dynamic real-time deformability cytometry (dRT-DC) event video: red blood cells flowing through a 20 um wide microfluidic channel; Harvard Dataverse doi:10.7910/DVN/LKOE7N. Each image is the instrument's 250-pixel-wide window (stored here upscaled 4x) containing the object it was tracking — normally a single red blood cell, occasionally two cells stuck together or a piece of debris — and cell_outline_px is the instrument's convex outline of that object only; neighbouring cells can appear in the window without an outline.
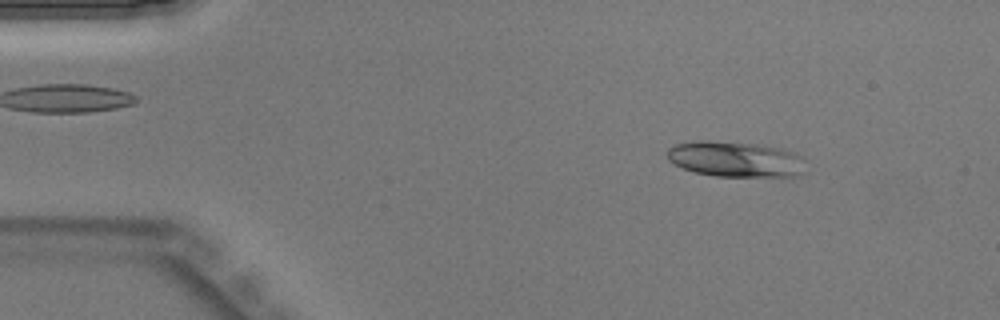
{"species": "Egyptian fruit bat (a non-hibernating species)", "species_latin": "Rousettus aegyptiacus", "temperature_condition": "warm", "stored_images_in_passage": 42, "camera_frame_rate_fps": 3000, "um_per_image_px": 0.085, "animal": {"sex": "male"}, "frame": {"image": 1, "passage_image": 4, "time_ms": 1.0, "image_size_px": [1000, 320], "cell_outline_px": [[804, 156], [800, 172], [792, 176], [716, 176], [696, 172], [684, 168], [668, 160], [668, 148], [672, 144], [696, 140], [708, 140], [756, 144], [780, 148]], "centroid_in_image_um": [62.45, 13.51], "position_along_channel_um": 22.6, "area_um2": 28.38}}
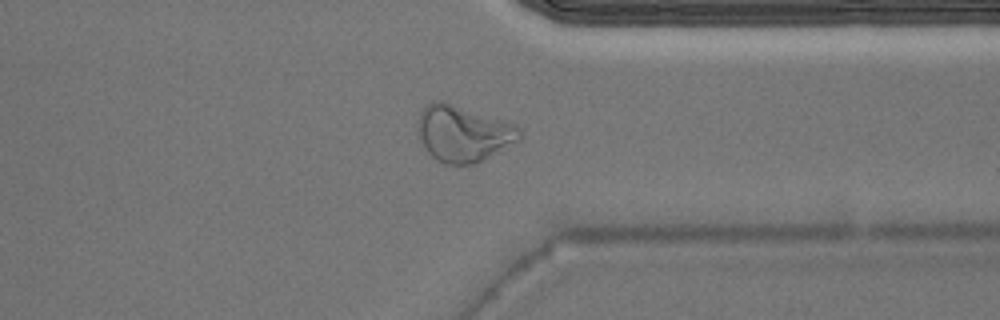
{"frame": {"image": 2, "passage_image": 32, "time_ms": 10.333, "image_size_px": [1000, 320], "cell_outline_px": [[520, 140], [476, 164], [444, 164], [436, 160], [428, 152], [416, 132], [420, 112], [432, 100], [444, 100], [516, 124], [520, 128]], "centroid_in_image_um": [39.36, 11.33], "position_along_channel_um": 372.0, "area_um2": 33.64}}
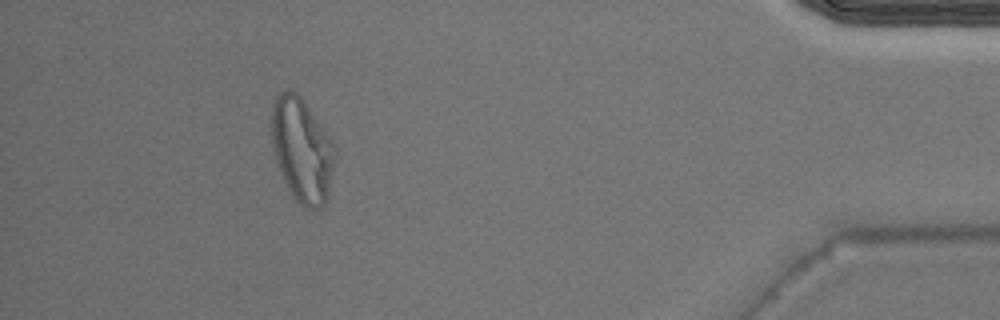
{"frame": {"image": 3, "passage_image": 38, "time_ms": 12.333, "image_size_px": [1000, 320], "cell_outline_px": [[336, 148], [328, 188], [324, 204], [320, 208], [304, 208], [296, 200], [288, 188], [284, 180], [276, 160], [272, 140], [272, 104], [276, 96], [280, 92], [296, 92], [304, 100]], "centroid_in_image_um": [25.64, 12.74], "position_along_channel_um": 409.6, "area_um2": 37.4}}